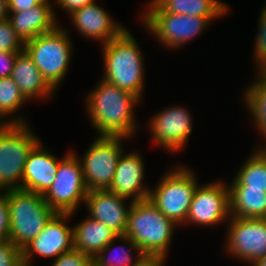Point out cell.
Listing matches in <instances>:
<instances>
[{
	"mask_svg": "<svg viewBox=\"0 0 266 266\" xmlns=\"http://www.w3.org/2000/svg\"><path fill=\"white\" fill-rule=\"evenodd\" d=\"M183 105H171L155 112L148 125L150 140L157 144L160 149L167 153H177L185 149L188 139L192 135L193 117L192 112Z\"/></svg>",
	"mask_w": 266,
	"mask_h": 266,
	"instance_id": "cell-12",
	"label": "cell"
},
{
	"mask_svg": "<svg viewBox=\"0 0 266 266\" xmlns=\"http://www.w3.org/2000/svg\"><path fill=\"white\" fill-rule=\"evenodd\" d=\"M10 214L5 192H0V245L9 239Z\"/></svg>",
	"mask_w": 266,
	"mask_h": 266,
	"instance_id": "cell-32",
	"label": "cell"
},
{
	"mask_svg": "<svg viewBox=\"0 0 266 266\" xmlns=\"http://www.w3.org/2000/svg\"><path fill=\"white\" fill-rule=\"evenodd\" d=\"M4 192L10 214L9 240L23 249L39 235L56 212L46 203L41 194L22 189Z\"/></svg>",
	"mask_w": 266,
	"mask_h": 266,
	"instance_id": "cell-6",
	"label": "cell"
},
{
	"mask_svg": "<svg viewBox=\"0 0 266 266\" xmlns=\"http://www.w3.org/2000/svg\"><path fill=\"white\" fill-rule=\"evenodd\" d=\"M97 0H53L54 11L56 8L63 9L66 12V16L68 14L71 15L74 11L81 9L86 5H90Z\"/></svg>",
	"mask_w": 266,
	"mask_h": 266,
	"instance_id": "cell-34",
	"label": "cell"
},
{
	"mask_svg": "<svg viewBox=\"0 0 266 266\" xmlns=\"http://www.w3.org/2000/svg\"><path fill=\"white\" fill-rule=\"evenodd\" d=\"M9 123L0 115V129L5 128Z\"/></svg>",
	"mask_w": 266,
	"mask_h": 266,
	"instance_id": "cell-40",
	"label": "cell"
},
{
	"mask_svg": "<svg viewBox=\"0 0 266 266\" xmlns=\"http://www.w3.org/2000/svg\"><path fill=\"white\" fill-rule=\"evenodd\" d=\"M262 7L259 11L257 33L252 51L254 58L252 62L255 63L254 67L256 68L266 61V5Z\"/></svg>",
	"mask_w": 266,
	"mask_h": 266,
	"instance_id": "cell-28",
	"label": "cell"
},
{
	"mask_svg": "<svg viewBox=\"0 0 266 266\" xmlns=\"http://www.w3.org/2000/svg\"><path fill=\"white\" fill-rule=\"evenodd\" d=\"M8 19L24 43L38 35L53 31L60 25L51 2L40 3L27 11L9 12Z\"/></svg>",
	"mask_w": 266,
	"mask_h": 266,
	"instance_id": "cell-19",
	"label": "cell"
},
{
	"mask_svg": "<svg viewBox=\"0 0 266 266\" xmlns=\"http://www.w3.org/2000/svg\"><path fill=\"white\" fill-rule=\"evenodd\" d=\"M139 16L140 25L146 33L172 51L185 47L208 30L215 19L221 18L175 13H141Z\"/></svg>",
	"mask_w": 266,
	"mask_h": 266,
	"instance_id": "cell-8",
	"label": "cell"
},
{
	"mask_svg": "<svg viewBox=\"0 0 266 266\" xmlns=\"http://www.w3.org/2000/svg\"><path fill=\"white\" fill-rule=\"evenodd\" d=\"M230 216L266 218V192L248 186H229Z\"/></svg>",
	"mask_w": 266,
	"mask_h": 266,
	"instance_id": "cell-23",
	"label": "cell"
},
{
	"mask_svg": "<svg viewBox=\"0 0 266 266\" xmlns=\"http://www.w3.org/2000/svg\"><path fill=\"white\" fill-rule=\"evenodd\" d=\"M251 81L243 91L242 103L255 126V132L258 131L256 133L263 139L257 145H263L266 142V82L257 76Z\"/></svg>",
	"mask_w": 266,
	"mask_h": 266,
	"instance_id": "cell-26",
	"label": "cell"
},
{
	"mask_svg": "<svg viewBox=\"0 0 266 266\" xmlns=\"http://www.w3.org/2000/svg\"><path fill=\"white\" fill-rule=\"evenodd\" d=\"M96 1L74 11L69 15V20L79 35L93 41H99L100 45L118 37L127 27L118 23Z\"/></svg>",
	"mask_w": 266,
	"mask_h": 266,
	"instance_id": "cell-17",
	"label": "cell"
},
{
	"mask_svg": "<svg viewBox=\"0 0 266 266\" xmlns=\"http://www.w3.org/2000/svg\"><path fill=\"white\" fill-rule=\"evenodd\" d=\"M0 266H23L21 249L9 239L0 245Z\"/></svg>",
	"mask_w": 266,
	"mask_h": 266,
	"instance_id": "cell-31",
	"label": "cell"
},
{
	"mask_svg": "<svg viewBox=\"0 0 266 266\" xmlns=\"http://www.w3.org/2000/svg\"><path fill=\"white\" fill-rule=\"evenodd\" d=\"M108 189L88 191L85 204L88 216L104 223L119 236L124 235L128 225V213L133 202ZM127 204V205H126Z\"/></svg>",
	"mask_w": 266,
	"mask_h": 266,
	"instance_id": "cell-16",
	"label": "cell"
},
{
	"mask_svg": "<svg viewBox=\"0 0 266 266\" xmlns=\"http://www.w3.org/2000/svg\"><path fill=\"white\" fill-rule=\"evenodd\" d=\"M118 236L111 228L90 216L73 226L74 249L92 259Z\"/></svg>",
	"mask_w": 266,
	"mask_h": 266,
	"instance_id": "cell-22",
	"label": "cell"
},
{
	"mask_svg": "<svg viewBox=\"0 0 266 266\" xmlns=\"http://www.w3.org/2000/svg\"><path fill=\"white\" fill-rule=\"evenodd\" d=\"M225 225L223 249L229 257L248 265L266 258V218L231 216Z\"/></svg>",
	"mask_w": 266,
	"mask_h": 266,
	"instance_id": "cell-11",
	"label": "cell"
},
{
	"mask_svg": "<svg viewBox=\"0 0 266 266\" xmlns=\"http://www.w3.org/2000/svg\"><path fill=\"white\" fill-rule=\"evenodd\" d=\"M178 226L149 200L133 202L128 213L125 236L131 238L148 257L168 259L174 231Z\"/></svg>",
	"mask_w": 266,
	"mask_h": 266,
	"instance_id": "cell-3",
	"label": "cell"
},
{
	"mask_svg": "<svg viewBox=\"0 0 266 266\" xmlns=\"http://www.w3.org/2000/svg\"><path fill=\"white\" fill-rule=\"evenodd\" d=\"M8 14V0H0V21L7 19Z\"/></svg>",
	"mask_w": 266,
	"mask_h": 266,
	"instance_id": "cell-37",
	"label": "cell"
},
{
	"mask_svg": "<svg viewBox=\"0 0 266 266\" xmlns=\"http://www.w3.org/2000/svg\"><path fill=\"white\" fill-rule=\"evenodd\" d=\"M228 4L221 0H149L142 13H175L203 17L229 15Z\"/></svg>",
	"mask_w": 266,
	"mask_h": 266,
	"instance_id": "cell-21",
	"label": "cell"
},
{
	"mask_svg": "<svg viewBox=\"0 0 266 266\" xmlns=\"http://www.w3.org/2000/svg\"><path fill=\"white\" fill-rule=\"evenodd\" d=\"M49 150V151H48ZM40 141L29 153L23 169L21 189L44 195L57 174L60 158Z\"/></svg>",
	"mask_w": 266,
	"mask_h": 266,
	"instance_id": "cell-18",
	"label": "cell"
},
{
	"mask_svg": "<svg viewBox=\"0 0 266 266\" xmlns=\"http://www.w3.org/2000/svg\"><path fill=\"white\" fill-rule=\"evenodd\" d=\"M145 163L140 151L123 152L120 156L109 191L136 202L149 198L150 188L144 181ZM145 182V183H144Z\"/></svg>",
	"mask_w": 266,
	"mask_h": 266,
	"instance_id": "cell-15",
	"label": "cell"
},
{
	"mask_svg": "<svg viewBox=\"0 0 266 266\" xmlns=\"http://www.w3.org/2000/svg\"><path fill=\"white\" fill-rule=\"evenodd\" d=\"M124 136H98L87 147L84 155L78 156L88 191L105 190L111 186L117 162L125 151Z\"/></svg>",
	"mask_w": 266,
	"mask_h": 266,
	"instance_id": "cell-10",
	"label": "cell"
},
{
	"mask_svg": "<svg viewBox=\"0 0 266 266\" xmlns=\"http://www.w3.org/2000/svg\"><path fill=\"white\" fill-rule=\"evenodd\" d=\"M230 217L229 185L222 179H216L198 184L183 226H219L227 223Z\"/></svg>",
	"mask_w": 266,
	"mask_h": 266,
	"instance_id": "cell-13",
	"label": "cell"
},
{
	"mask_svg": "<svg viewBox=\"0 0 266 266\" xmlns=\"http://www.w3.org/2000/svg\"><path fill=\"white\" fill-rule=\"evenodd\" d=\"M27 102L29 101L24 97L17 84L10 76L0 79V115L9 124L29 123V121L18 112L21 110L20 108L22 105L24 106Z\"/></svg>",
	"mask_w": 266,
	"mask_h": 266,
	"instance_id": "cell-27",
	"label": "cell"
},
{
	"mask_svg": "<svg viewBox=\"0 0 266 266\" xmlns=\"http://www.w3.org/2000/svg\"><path fill=\"white\" fill-rule=\"evenodd\" d=\"M72 219L69 213H55L39 235L21 249L23 266H33L36 255L54 260L73 250V226L67 224Z\"/></svg>",
	"mask_w": 266,
	"mask_h": 266,
	"instance_id": "cell-14",
	"label": "cell"
},
{
	"mask_svg": "<svg viewBox=\"0 0 266 266\" xmlns=\"http://www.w3.org/2000/svg\"><path fill=\"white\" fill-rule=\"evenodd\" d=\"M252 150L228 185L248 186V189H264L266 192V148L257 145Z\"/></svg>",
	"mask_w": 266,
	"mask_h": 266,
	"instance_id": "cell-24",
	"label": "cell"
},
{
	"mask_svg": "<svg viewBox=\"0 0 266 266\" xmlns=\"http://www.w3.org/2000/svg\"><path fill=\"white\" fill-rule=\"evenodd\" d=\"M101 47L104 62L101 78L142 101L146 84L145 59L141 46L129 28Z\"/></svg>",
	"mask_w": 266,
	"mask_h": 266,
	"instance_id": "cell-2",
	"label": "cell"
},
{
	"mask_svg": "<svg viewBox=\"0 0 266 266\" xmlns=\"http://www.w3.org/2000/svg\"><path fill=\"white\" fill-rule=\"evenodd\" d=\"M71 39L70 30L60 24L53 31L25 42L24 50L56 92L67 76L74 56Z\"/></svg>",
	"mask_w": 266,
	"mask_h": 266,
	"instance_id": "cell-4",
	"label": "cell"
},
{
	"mask_svg": "<svg viewBox=\"0 0 266 266\" xmlns=\"http://www.w3.org/2000/svg\"><path fill=\"white\" fill-rule=\"evenodd\" d=\"M40 4L38 0H8L9 12L27 11Z\"/></svg>",
	"mask_w": 266,
	"mask_h": 266,
	"instance_id": "cell-35",
	"label": "cell"
},
{
	"mask_svg": "<svg viewBox=\"0 0 266 266\" xmlns=\"http://www.w3.org/2000/svg\"><path fill=\"white\" fill-rule=\"evenodd\" d=\"M40 3H43V2H53L52 0H38Z\"/></svg>",
	"mask_w": 266,
	"mask_h": 266,
	"instance_id": "cell-41",
	"label": "cell"
},
{
	"mask_svg": "<svg viewBox=\"0 0 266 266\" xmlns=\"http://www.w3.org/2000/svg\"><path fill=\"white\" fill-rule=\"evenodd\" d=\"M96 85L84 99L85 111L96 135L136 137L140 122L135 117V109L141 100L102 78Z\"/></svg>",
	"mask_w": 266,
	"mask_h": 266,
	"instance_id": "cell-1",
	"label": "cell"
},
{
	"mask_svg": "<svg viewBox=\"0 0 266 266\" xmlns=\"http://www.w3.org/2000/svg\"><path fill=\"white\" fill-rule=\"evenodd\" d=\"M256 76L263 82H266V61L260 64L256 69Z\"/></svg>",
	"mask_w": 266,
	"mask_h": 266,
	"instance_id": "cell-38",
	"label": "cell"
},
{
	"mask_svg": "<svg viewBox=\"0 0 266 266\" xmlns=\"http://www.w3.org/2000/svg\"><path fill=\"white\" fill-rule=\"evenodd\" d=\"M191 167L182 163L170 167L150 188L149 200L167 218L182 226L189 213L194 192L199 184Z\"/></svg>",
	"mask_w": 266,
	"mask_h": 266,
	"instance_id": "cell-5",
	"label": "cell"
},
{
	"mask_svg": "<svg viewBox=\"0 0 266 266\" xmlns=\"http://www.w3.org/2000/svg\"><path fill=\"white\" fill-rule=\"evenodd\" d=\"M25 43L14 31L10 20L0 21V51L22 52Z\"/></svg>",
	"mask_w": 266,
	"mask_h": 266,
	"instance_id": "cell-29",
	"label": "cell"
},
{
	"mask_svg": "<svg viewBox=\"0 0 266 266\" xmlns=\"http://www.w3.org/2000/svg\"><path fill=\"white\" fill-rule=\"evenodd\" d=\"M92 263L89 255L73 249L52 260L50 266H90Z\"/></svg>",
	"mask_w": 266,
	"mask_h": 266,
	"instance_id": "cell-30",
	"label": "cell"
},
{
	"mask_svg": "<svg viewBox=\"0 0 266 266\" xmlns=\"http://www.w3.org/2000/svg\"><path fill=\"white\" fill-rule=\"evenodd\" d=\"M10 77L29 102L48 101L56 93L25 50L17 55Z\"/></svg>",
	"mask_w": 266,
	"mask_h": 266,
	"instance_id": "cell-20",
	"label": "cell"
},
{
	"mask_svg": "<svg viewBox=\"0 0 266 266\" xmlns=\"http://www.w3.org/2000/svg\"><path fill=\"white\" fill-rule=\"evenodd\" d=\"M87 193L78 154L70 149L59 160L56 177L43 195L44 200L56 213H69L73 217L85 204Z\"/></svg>",
	"mask_w": 266,
	"mask_h": 266,
	"instance_id": "cell-9",
	"label": "cell"
},
{
	"mask_svg": "<svg viewBox=\"0 0 266 266\" xmlns=\"http://www.w3.org/2000/svg\"><path fill=\"white\" fill-rule=\"evenodd\" d=\"M117 241H119V243H123L122 245L121 243L117 245L116 248L121 249H119V251H117L114 247V244H116ZM144 258L145 255L131 238L125 235H120L116 239H113L102 251H100L92 259V262L96 266H135Z\"/></svg>",
	"mask_w": 266,
	"mask_h": 266,
	"instance_id": "cell-25",
	"label": "cell"
},
{
	"mask_svg": "<svg viewBox=\"0 0 266 266\" xmlns=\"http://www.w3.org/2000/svg\"><path fill=\"white\" fill-rule=\"evenodd\" d=\"M20 52L0 51V79L11 76L17 55Z\"/></svg>",
	"mask_w": 266,
	"mask_h": 266,
	"instance_id": "cell-33",
	"label": "cell"
},
{
	"mask_svg": "<svg viewBox=\"0 0 266 266\" xmlns=\"http://www.w3.org/2000/svg\"><path fill=\"white\" fill-rule=\"evenodd\" d=\"M167 259L161 257H148L145 256L137 265L135 266H167Z\"/></svg>",
	"mask_w": 266,
	"mask_h": 266,
	"instance_id": "cell-36",
	"label": "cell"
},
{
	"mask_svg": "<svg viewBox=\"0 0 266 266\" xmlns=\"http://www.w3.org/2000/svg\"><path fill=\"white\" fill-rule=\"evenodd\" d=\"M29 124H9L0 129V192L21 189L28 155L41 141Z\"/></svg>",
	"mask_w": 266,
	"mask_h": 266,
	"instance_id": "cell-7",
	"label": "cell"
},
{
	"mask_svg": "<svg viewBox=\"0 0 266 266\" xmlns=\"http://www.w3.org/2000/svg\"><path fill=\"white\" fill-rule=\"evenodd\" d=\"M250 266H266V258L253 262Z\"/></svg>",
	"mask_w": 266,
	"mask_h": 266,
	"instance_id": "cell-39",
	"label": "cell"
}]
</instances>
